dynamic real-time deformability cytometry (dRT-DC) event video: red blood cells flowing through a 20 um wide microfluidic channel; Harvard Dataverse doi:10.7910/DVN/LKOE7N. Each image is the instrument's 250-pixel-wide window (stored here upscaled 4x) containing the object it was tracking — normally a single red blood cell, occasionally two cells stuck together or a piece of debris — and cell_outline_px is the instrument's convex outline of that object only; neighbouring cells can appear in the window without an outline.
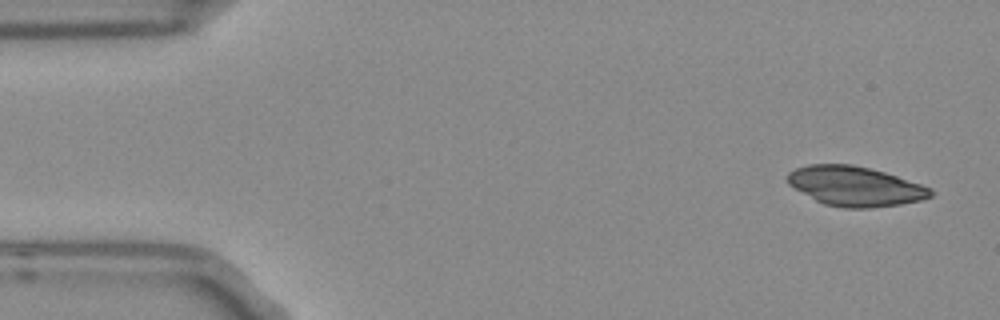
{"species": "Egyptian fruit bat (a non-hibernating species)", "species_latin": "Rousettus aegyptiacus", "temperature_condition": "room temperature", "stored_images_in_passage": 4, "camera_frame_rate_fps": 3000, "um_per_image_px": 0.085, "frame": {"image": 1, "passage_image": 1, "time_ms": 0.0, "image_size_px": [1000, 320], "cell_outline_px": [[936, 192], [932, 196], [920, 200], [900, 204], [868, 208], [844, 208], [824, 204], [816, 200], [788, 184], [788, 172], [796, 168], [808, 164], [852, 164], [884, 172], [932, 188]], "centroid_in_image_um": [72.7, 15.83], "position_along_channel_um": 12.3, "area_um2": 32.83}}
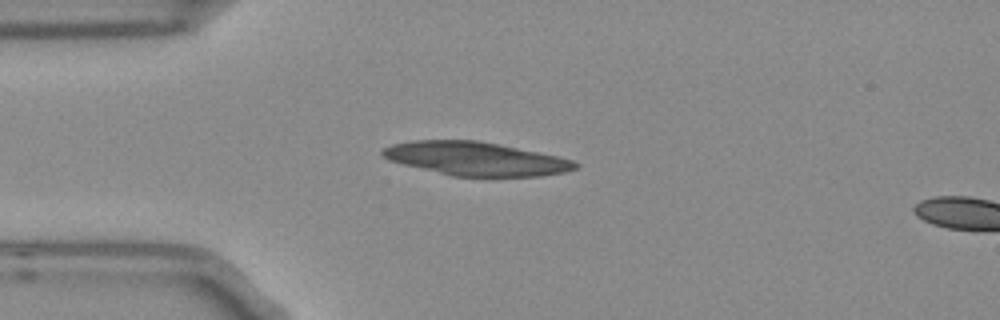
{"frame": {"image": 2, "passage_image": 3, "time_ms": 0.667, "image_size_px": [1000, 320], "cell_outline_px": [[580, 164], [576, 168], [564, 172], [540, 176], [452, 176], [388, 160], [380, 152], [384, 148], [392, 144], [412, 140], [476, 140], [500, 144], [556, 156], [572, 160]], "centroid_in_image_um": [40.43, 13.48], "position_along_channel_um": 44.6, "area_um2": 37.34}}